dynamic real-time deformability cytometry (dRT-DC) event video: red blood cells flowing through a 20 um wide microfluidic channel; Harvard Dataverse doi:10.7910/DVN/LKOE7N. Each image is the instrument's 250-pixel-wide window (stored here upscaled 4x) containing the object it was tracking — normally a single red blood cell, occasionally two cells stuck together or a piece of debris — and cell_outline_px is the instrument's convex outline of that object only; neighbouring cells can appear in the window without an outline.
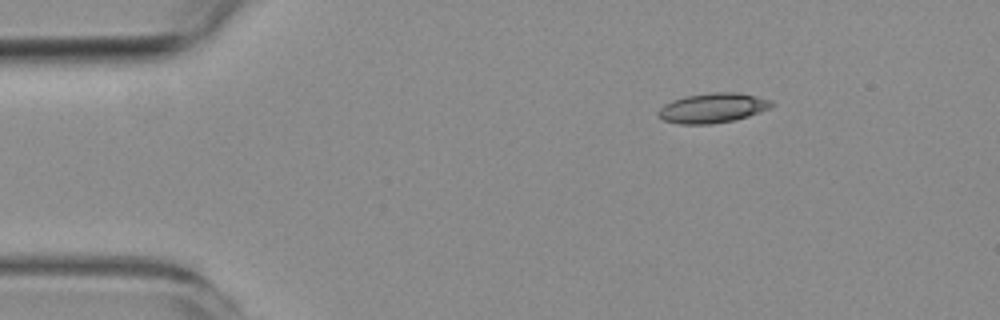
{"species": "common noctule bat (a hibernating species)", "species_latin": "Nyctalus noctula", "temperature_condition": "room temperature", "stored_images_in_passage": 2, "camera_frame_rate_fps": 3000, "um_per_image_px": 0.085, "animal": {"sex": "female", "body_mass_g": 19.3, "forearm_length_mm": 54.1}, "frame": {"image": 1, "passage_image": 1, "time_ms": 0.0, "image_size_px": [1000, 320], "cell_outline_px": [[776, 104], [760, 112], [736, 120], [712, 124], [680, 124], [664, 120], [656, 112], [664, 104], [672, 100], [688, 96], [712, 92], [736, 92], [756, 96], [772, 100]], "centroid_in_image_um": [60.6, 9.18], "position_along_channel_um": 24.4, "area_um2": 19.65}}